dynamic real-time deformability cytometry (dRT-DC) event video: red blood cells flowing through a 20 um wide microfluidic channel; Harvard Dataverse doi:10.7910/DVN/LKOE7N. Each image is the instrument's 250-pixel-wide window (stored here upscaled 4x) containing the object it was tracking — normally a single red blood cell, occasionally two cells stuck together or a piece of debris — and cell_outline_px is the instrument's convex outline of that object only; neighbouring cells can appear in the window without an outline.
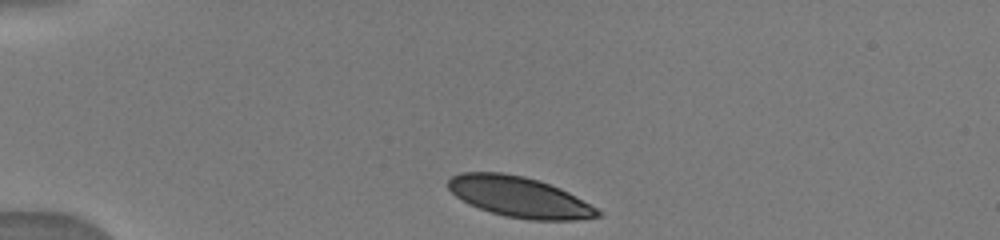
{"species": "human", "species_latin": "Homo sapiens", "temperature_condition": "warm", "stored_images_in_passage": 20, "camera_frame_rate_fps": 3000, "um_per_image_px": 0.085, "donor": {"sex": "male"}, "frame": {"image": 1, "passage_image": 1, "time_ms": 0.0, "image_size_px": [1000, 240], "cell_outline_px": [[604, 212], [600, 216], [572, 220], [528, 220], [504, 216], [480, 208], [456, 196], [448, 188], [448, 180], [452, 176], [460, 172], [500, 172], [524, 176], [540, 180], [560, 188], [568, 192]], "centroid_in_image_um": [44.16, 16.74], "position_along_channel_um": 40.8, "area_um2": 35.14}}
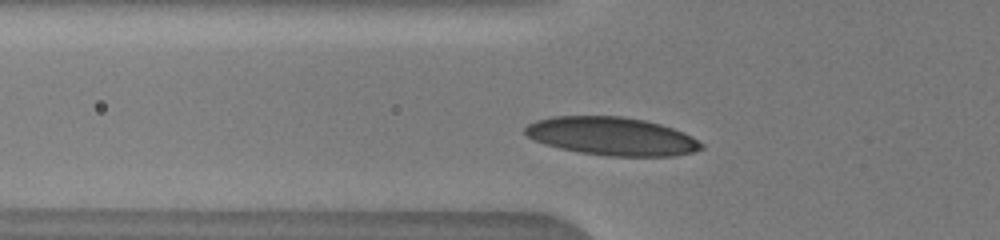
{"frame": {"image": 2, "passage_image": 7, "time_ms": 2.0, "image_size_px": [1000, 240], "cell_outline_px": [[704, 148], [692, 152], [676, 156], [608, 156], [580, 152], [560, 148], [544, 144], [532, 140], [524, 132], [524, 128], [528, 124], [536, 120], [552, 116], [620, 116], [644, 120], [660, 124], [684, 132], [692, 136], [704, 144]], "centroid_in_image_um": [52.0, 11.58], "position_along_channel_um": 73.8, "area_um2": 39.36}}
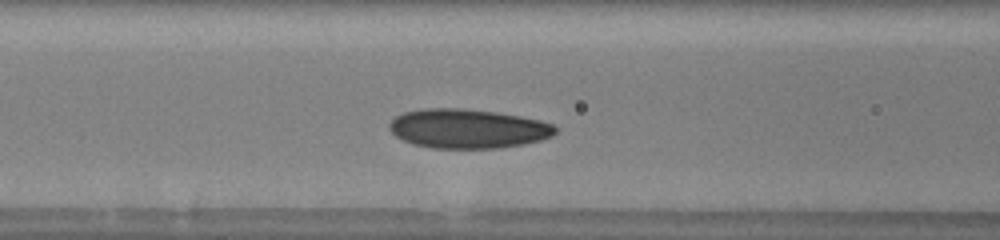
{"frame": {"image": 3, "passage_image": 10, "time_ms": 3.333, "image_size_px": [1000, 240], "cell_outline_px": [[556, 132], [552, 136], [540, 140], [524, 144], [496, 148], [432, 148], [412, 144], [396, 136], [388, 128], [388, 124], [396, 116], [404, 112], [424, 108], [460, 108], [496, 112], [520, 116], [540, 120], [552, 124], [556, 128]], "centroid_in_image_um": [39.75, 10.93], "position_along_channel_um": 126.9, "area_um2": 37.97}}